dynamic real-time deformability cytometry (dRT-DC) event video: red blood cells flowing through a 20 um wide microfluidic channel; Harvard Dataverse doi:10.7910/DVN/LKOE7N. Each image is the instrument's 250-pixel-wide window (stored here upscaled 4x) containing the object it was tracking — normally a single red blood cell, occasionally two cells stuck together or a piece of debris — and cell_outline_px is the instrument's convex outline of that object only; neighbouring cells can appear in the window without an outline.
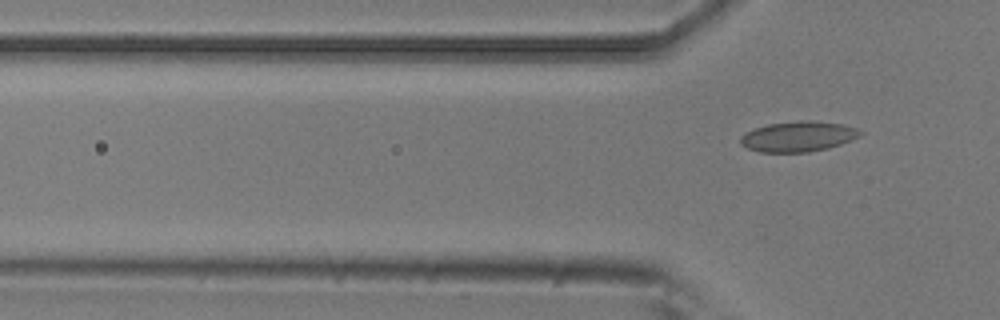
{"species": "common noctule bat (a hibernating species)", "species_latin": "Nyctalus noctula", "temperature_condition": "room temperature", "stored_images_in_passage": 4, "segment_of_instrument_passage": [2, 2], "camera_frame_rate_fps": 3000, "um_per_image_px": 0.085, "animal": {"sex": "male", "body_mass_g": 20.5, "forearm_length_mm": 52.5}, "frame": {"image": 1, "passage_image": 4, "time_ms": 1.0, "image_size_px": [1000, 320], "cell_outline_px": [[864, 132], [860, 136], [852, 140], [828, 148], [808, 152], [760, 152], [748, 148], [740, 144], [740, 136], [756, 128], [768, 124], [796, 120], [812, 120], [840, 124], [856, 128]], "centroid_in_image_um": [67.86, 11.6], "position_along_channel_um": 57.9, "area_um2": 21.15}}